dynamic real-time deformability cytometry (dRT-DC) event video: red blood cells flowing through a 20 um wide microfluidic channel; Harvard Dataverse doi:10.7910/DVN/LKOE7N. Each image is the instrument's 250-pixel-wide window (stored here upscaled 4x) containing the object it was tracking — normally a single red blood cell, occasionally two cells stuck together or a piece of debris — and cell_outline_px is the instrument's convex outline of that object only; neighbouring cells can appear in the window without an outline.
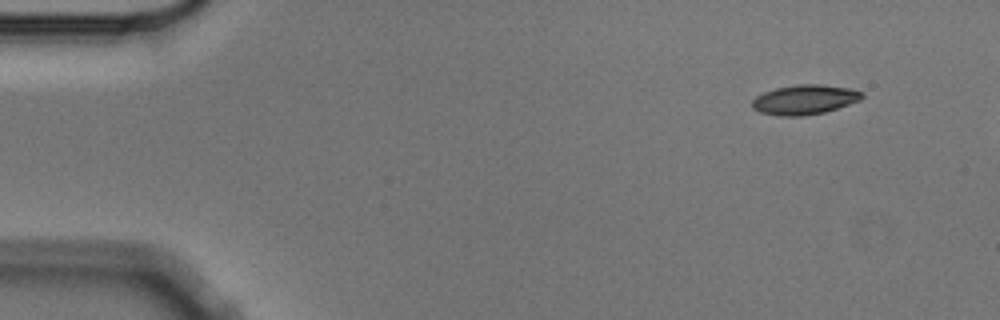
{"species": "Egyptian fruit bat (a non-hibernating species)", "species_latin": "Rousettus aegyptiacus", "temperature_condition": "cold", "stored_images_in_passage": 2, "camera_frame_rate_fps": 3000, "um_per_image_px": 0.085, "animal": {"sex": "male"}, "frame": {"image": 1, "passage_image": 1, "time_ms": 0.0, "image_size_px": [1000, 320], "cell_outline_px": [[864, 96], [860, 100], [824, 112], [804, 116], [780, 116], [760, 112], [752, 108], [752, 100], [756, 96], [764, 92], [776, 88], [796, 84], [820, 84], [852, 88], [864, 92]], "centroid_in_image_um": [68.4, 8.46], "position_along_channel_um": 16.6, "area_um2": 19.07}}